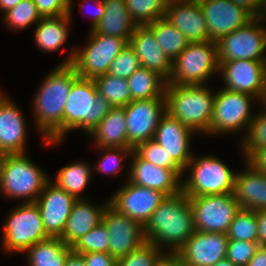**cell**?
<instances>
[{
    "label": "cell",
    "instance_id": "cell-1",
    "mask_svg": "<svg viewBox=\"0 0 266 266\" xmlns=\"http://www.w3.org/2000/svg\"><path fill=\"white\" fill-rule=\"evenodd\" d=\"M79 77L71 64H59L43 80L33 100V118L46 145L63 138V112L73 82Z\"/></svg>",
    "mask_w": 266,
    "mask_h": 266
},
{
    "label": "cell",
    "instance_id": "cell-2",
    "mask_svg": "<svg viewBox=\"0 0 266 266\" xmlns=\"http://www.w3.org/2000/svg\"><path fill=\"white\" fill-rule=\"evenodd\" d=\"M195 231L189 197L184 193L167 196L152 213L144 226L147 242L160 249L166 247L167 255H176Z\"/></svg>",
    "mask_w": 266,
    "mask_h": 266
},
{
    "label": "cell",
    "instance_id": "cell-3",
    "mask_svg": "<svg viewBox=\"0 0 266 266\" xmlns=\"http://www.w3.org/2000/svg\"><path fill=\"white\" fill-rule=\"evenodd\" d=\"M215 93L207 84H166V112L196 133L210 135Z\"/></svg>",
    "mask_w": 266,
    "mask_h": 266
},
{
    "label": "cell",
    "instance_id": "cell-4",
    "mask_svg": "<svg viewBox=\"0 0 266 266\" xmlns=\"http://www.w3.org/2000/svg\"><path fill=\"white\" fill-rule=\"evenodd\" d=\"M112 108L106 98L98 94L93 79L79 76L65 103L63 136L77 129L89 134Z\"/></svg>",
    "mask_w": 266,
    "mask_h": 266
},
{
    "label": "cell",
    "instance_id": "cell-5",
    "mask_svg": "<svg viewBox=\"0 0 266 266\" xmlns=\"http://www.w3.org/2000/svg\"><path fill=\"white\" fill-rule=\"evenodd\" d=\"M50 180L47 173L24 154L5 155L1 164L0 192L6 198L35 202Z\"/></svg>",
    "mask_w": 266,
    "mask_h": 266
},
{
    "label": "cell",
    "instance_id": "cell-6",
    "mask_svg": "<svg viewBox=\"0 0 266 266\" xmlns=\"http://www.w3.org/2000/svg\"><path fill=\"white\" fill-rule=\"evenodd\" d=\"M190 175L182 180V192L188 197L233 193L237 172L212 155L195 157L187 164Z\"/></svg>",
    "mask_w": 266,
    "mask_h": 266
},
{
    "label": "cell",
    "instance_id": "cell-7",
    "mask_svg": "<svg viewBox=\"0 0 266 266\" xmlns=\"http://www.w3.org/2000/svg\"><path fill=\"white\" fill-rule=\"evenodd\" d=\"M88 43L83 48H72L61 65L71 64L83 78L94 79L107 74L110 64L128 45L124 38L106 36L90 30Z\"/></svg>",
    "mask_w": 266,
    "mask_h": 266
},
{
    "label": "cell",
    "instance_id": "cell-8",
    "mask_svg": "<svg viewBox=\"0 0 266 266\" xmlns=\"http://www.w3.org/2000/svg\"><path fill=\"white\" fill-rule=\"evenodd\" d=\"M219 71L217 44L211 40L193 42L172 61L167 84H206ZM209 79V80H208Z\"/></svg>",
    "mask_w": 266,
    "mask_h": 266
},
{
    "label": "cell",
    "instance_id": "cell-9",
    "mask_svg": "<svg viewBox=\"0 0 266 266\" xmlns=\"http://www.w3.org/2000/svg\"><path fill=\"white\" fill-rule=\"evenodd\" d=\"M3 226L2 243L6 252L23 253L32 245L49 238L35 202L17 205Z\"/></svg>",
    "mask_w": 266,
    "mask_h": 266
},
{
    "label": "cell",
    "instance_id": "cell-10",
    "mask_svg": "<svg viewBox=\"0 0 266 266\" xmlns=\"http://www.w3.org/2000/svg\"><path fill=\"white\" fill-rule=\"evenodd\" d=\"M258 99L254 96L221 88L216 92L213 114L210 122V135H223L234 132L246 134L253 119L251 102Z\"/></svg>",
    "mask_w": 266,
    "mask_h": 266
},
{
    "label": "cell",
    "instance_id": "cell-11",
    "mask_svg": "<svg viewBox=\"0 0 266 266\" xmlns=\"http://www.w3.org/2000/svg\"><path fill=\"white\" fill-rule=\"evenodd\" d=\"M259 22L264 23L261 19L253 18L245 26L217 41L218 61H266V27Z\"/></svg>",
    "mask_w": 266,
    "mask_h": 266
},
{
    "label": "cell",
    "instance_id": "cell-12",
    "mask_svg": "<svg viewBox=\"0 0 266 266\" xmlns=\"http://www.w3.org/2000/svg\"><path fill=\"white\" fill-rule=\"evenodd\" d=\"M196 231L227 233L241 207L233 193L189 197Z\"/></svg>",
    "mask_w": 266,
    "mask_h": 266
},
{
    "label": "cell",
    "instance_id": "cell-13",
    "mask_svg": "<svg viewBox=\"0 0 266 266\" xmlns=\"http://www.w3.org/2000/svg\"><path fill=\"white\" fill-rule=\"evenodd\" d=\"M127 148L152 140L161 117L166 113V97L134 100L124 106Z\"/></svg>",
    "mask_w": 266,
    "mask_h": 266
},
{
    "label": "cell",
    "instance_id": "cell-14",
    "mask_svg": "<svg viewBox=\"0 0 266 266\" xmlns=\"http://www.w3.org/2000/svg\"><path fill=\"white\" fill-rule=\"evenodd\" d=\"M223 88L256 97L262 104L265 97L266 61H218Z\"/></svg>",
    "mask_w": 266,
    "mask_h": 266
},
{
    "label": "cell",
    "instance_id": "cell-15",
    "mask_svg": "<svg viewBox=\"0 0 266 266\" xmlns=\"http://www.w3.org/2000/svg\"><path fill=\"white\" fill-rule=\"evenodd\" d=\"M166 197L167 195L159 190L135 185L128 180L109 198V204L144 227Z\"/></svg>",
    "mask_w": 266,
    "mask_h": 266
},
{
    "label": "cell",
    "instance_id": "cell-16",
    "mask_svg": "<svg viewBox=\"0 0 266 266\" xmlns=\"http://www.w3.org/2000/svg\"><path fill=\"white\" fill-rule=\"evenodd\" d=\"M102 223L110 236L109 254L115 259L127 255L146 242L144 227L139 222L119 213L110 204L103 212Z\"/></svg>",
    "mask_w": 266,
    "mask_h": 266
},
{
    "label": "cell",
    "instance_id": "cell-17",
    "mask_svg": "<svg viewBox=\"0 0 266 266\" xmlns=\"http://www.w3.org/2000/svg\"><path fill=\"white\" fill-rule=\"evenodd\" d=\"M208 28L209 40L222 37L245 26L253 17L231 0H198Z\"/></svg>",
    "mask_w": 266,
    "mask_h": 266
},
{
    "label": "cell",
    "instance_id": "cell-18",
    "mask_svg": "<svg viewBox=\"0 0 266 266\" xmlns=\"http://www.w3.org/2000/svg\"><path fill=\"white\" fill-rule=\"evenodd\" d=\"M228 242L225 233L195 230L175 256L184 266H212L226 259Z\"/></svg>",
    "mask_w": 266,
    "mask_h": 266
},
{
    "label": "cell",
    "instance_id": "cell-19",
    "mask_svg": "<svg viewBox=\"0 0 266 266\" xmlns=\"http://www.w3.org/2000/svg\"><path fill=\"white\" fill-rule=\"evenodd\" d=\"M76 199L51 179L35 201L42 217L45 232L49 237L59 238Z\"/></svg>",
    "mask_w": 266,
    "mask_h": 266
},
{
    "label": "cell",
    "instance_id": "cell-20",
    "mask_svg": "<svg viewBox=\"0 0 266 266\" xmlns=\"http://www.w3.org/2000/svg\"><path fill=\"white\" fill-rule=\"evenodd\" d=\"M195 132L166 112L160 119L153 140L159 143L170 158L184 171L193 157L191 135Z\"/></svg>",
    "mask_w": 266,
    "mask_h": 266
},
{
    "label": "cell",
    "instance_id": "cell-21",
    "mask_svg": "<svg viewBox=\"0 0 266 266\" xmlns=\"http://www.w3.org/2000/svg\"><path fill=\"white\" fill-rule=\"evenodd\" d=\"M130 157L132 162L128 180L131 183L159 190L167 196H173L182 191V179L172 169L158 167L145 161L134 150Z\"/></svg>",
    "mask_w": 266,
    "mask_h": 266
},
{
    "label": "cell",
    "instance_id": "cell-22",
    "mask_svg": "<svg viewBox=\"0 0 266 266\" xmlns=\"http://www.w3.org/2000/svg\"><path fill=\"white\" fill-rule=\"evenodd\" d=\"M164 18L190 43L209 40L207 24L198 0H169Z\"/></svg>",
    "mask_w": 266,
    "mask_h": 266
},
{
    "label": "cell",
    "instance_id": "cell-23",
    "mask_svg": "<svg viewBox=\"0 0 266 266\" xmlns=\"http://www.w3.org/2000/svg\"><path fill=\"white\" fill-rule=\"evenodd\" d=\"M14 101L0 93V152L4 155L26 153V121Z\"/></svg>",
    "mask_w": 266,
    "mask_h": 266
},
{
    "label": "cell",
    "instance_id": "cell-24",
    "mask_svg": "<svg viewBox=\"0 0 266 266\" xmlns=\"http://www.w3.org/2000/svg\"><path fill=\"white\" fill-rule=\"evenodd\" d=\"M128 44L139 58L141 67L159 74L166 81L172 73V60L156 42L153 32L145 26H137Z\"/></svg>",
    "mask_w": 266,
    "mask_h": 266
},
{
    "label": "cell",
    "instance_id": "cell-25",
    "mask_svg": "<svg viewBox=\"0 0 266 266\" xmlns=\"http://www.w3.org/2000/svg\"><path fill=\"white\" fill-rule=\"evenodd\" d=\"M109 204H101L96 206L87 199L76 200L71 208L69 217L67 218L66 225L59 237L67 246L72 247L90 230L102 222V215Z\"/></svg>",
    "mask_w": 266,
    "mask_h": 266
},
{
    "label": "cell",
    "instance_id": "cell-26",
    "mask_svg": "<svg viewBox=\"0 0 266 266\" xmlns=\"http://www.w3.org/2000/svg\"><path fill=\"white\" fill-rule=\"evenodd\" d=\"M246 170L237 172L233 195L241 209L266 210V174L253 170L246 164Z\"/></svg>",
    "mask_w": 266,
    "mask_h": 266
},
{
    "label": "cell",
    "instance_id": "cell-27",
    "mask_svg": "<svg viewBox=\"0 0 266 266\" xmlns=\"http://www.w3.org/2000/svg\"><path fill=\"white\" fill-rule=\"evenodd\" d=\"M105 13L93 31L97 34L124 38L129 41L137 24L131 18L125 0H103Z\"/></svg>",
    "mask_w": 266,
    "mask_h": 266
},
{
    "label": "cell",
    "instance_id": "cell-28",
    "mask_svg": "<svg viewBox=\"0 0 266 266\" xmlns=\"http://www.w3.org/2000/svg\"><path fill=\"white\" fill-rule=\"evenodd\" d=\"M97 148H127V126L124 107H113L89 133Z\"/></svg>",
    "mask_w": 266,
    "mask_h": 266
},
{
    "label": "cell",
    "instance_id": "cell-29",
    "mask_svg": "<svg viewBox=\"0 0 266 266\" xmlns=\"http://www.w3.org/2000/svg\"><path fill=\"white\" fill-rule=\"evenodd\" d=\"M72 13L58 17L41 18L34 32V42L43 52L53 53L59 50L69 36L68 24Z\"/></svg>",
    "mask_w": 266,
    "mask_h": 266
},
{
    "label": "cell",
    "instance_id": "cell-30",
    "mask_svg": "<svg viewBox=\"0 0 266 266\" xmlns=\"http://www.w3.org/2000/svg\"><path fill=\"white\" fill-rule=\"evenodd\" d=\"M72 247L67 246L60 238L49 237L32 245L25 251L29 266H64Z\"/></svg>",
    "mask_w": 266,
    "mask_h": 266
},
{
    "label": "cell",
    "instance_id": "cell-31",
    "mask_svg": "<svg viewBox=\"0 0 266 266\" xmlns=\"http://www.w3.org/2000/svg\"><path fill=\"white\" fill-rule=\"evenodd\" d=\"M131 101L165 96L167 81L156 72L140 67L128 79Z\"/></svg>",
    "mask_w": 266,
    "mask_h": 266
},
{
    "label": "cell",
    "instance_id": "cell-32",
    "mask_svg": "<svg viewBox=\"0 0 266 266\" xmlns=\"http://www.w3.org/2000/svg\"><path fill=\"white\" fill-rule=\"evenodd\" d=\"M91 166L78 161L61 168L53 181L58 187L64 189L76 200L85 199L81 192L86 189L92 176Z\"/></svg>",
    "mask_w": 266,
    "mask_h": 266
},
{
    "label": "cell",
    "instance_id": "cell-33",
    "mask_svg": "<svg viewBox=\"0 0 266 266\" xmlns=\"http://www.w3.org/2000/svg\"><path fill=\"white\" fill-rule=\"evenodd\" d=\"M146 26L153 32L156 42L172 61L190 43L186 37L164 17Z\"/></svg>",
    "mask_w": 266,
    "mask_h": 266
},
{
    "label": "cell",
    "instance_id": "cell-34",
    "mask_svg": "<svg viewBox=\"0 0 266 266\" xmlns=\"http://www.w3.org/2000/svg\"><path fill=\"white\" fill-rule=\"evenodd\" d=\"M93 80L98 94L106 98L113 107H124L131 102L127 79L104 74Z\"/></svg>",
    "mask_w": 266,
    "mask_h": 266
},
{
    "label": "cell",
    "instance_id": "cell-35",
    "mask_svg": "<svg viewBox=\"0 0 266 266\" xmlns=\"http://www.w3.org/2000/svg\"><path fill=\"white\" fill-rule=\"evenodd\" d=\"M126 8L137 26H145L165 16L169 0H125Z\"/></svg>",
    "mask_w": 266,
    "mask_h": 266
},
{
    "label": "cell",
    "instance_id": "cell-36",
    "mask_svg": "<svg viewBox=\"0 0 266 266\" xmlns=\"http://www.w3.org/2000/svg\"><path fill=\"white\" fill-rule=\"evenodd\" d=\"M229 240L258 242V228L255 211L240 209L226 233Z\"/></svg>",
    "mask_w": 266,
    "mask_h": 266
},
{
    "label": "cell",
    "instance_id": "cell-37",
    "mask_svg": "<svg viewBox=\"0 0 266 266\" xmlns=\"http://www.w3.org/2000/svg\"><path fill=\"white\" fill-rule=\"evenodd\" d=\"M166 255L165 251L146 241L127 255L116 259V266H158Z\"/></svg>",
    "mask_w": 266,
    "mask_h": 266
},
{
    "label": "cell",
    "instance_id": "cell-38",
    "mask_svg": "<svg viewBox=\"0 0 266 266\" xmlns=\"http://www.w3.org/2000/svg\"><path fill=\"white\" fill-rule=\"evenodd\" d=\"M41 18L33 0H22L14 8L5 12L4 23L17 31L37 24Z\"/></svg>",
    "mask_w": 266,
    "mask_h": 266
},
{
    "label": "cell",
    "instance_id": "cell-39",
    "mask_svg": "<svg viewBox=\"0 0 266 266\" xmlns=\"http://www.w3.org/2000/svg\"><path fill=\"white\" fill-rule=\"evenodd\" d=\"M143 160L148 161L158 167L172 169L183 179L184 171L170 158L166 150L155 140L140 143L133 149Z\"/></svg>",
    "mask_w": 266,
    "mask_h": 266
},
{
    "label": "cell",
    "instance_id": "cell-40",
    "mask_svg": "<svg viewBox=\"0 0 266 266\" xmlns=\"http://www.w3.org/2000/svg\"><path fill=\"white\" fill-rule=\"evenodd\" d=\"M110 236L105 225L101 222L73 246L75 253H109Z\"/></svg>",
    "mask_w": 266,
    "mask_h": 266
},
{
    "label": "cell",
    "instance_id": "cell-41",
    "mask_svg": "<svg viewBox=\"0 0 266 266\" xmlns=\"http://www.w3.org/2000/svg\"><path fill=\"white\" fill-rule=\"evenodd\" d=\"M263 108L254 115L246 135L243 134V141H240L244 158L253 149L266 146V108Z\"/></svg>",
    "mask_w": 266,
    "mask_h": 266
},
{
    "label": "cell",
    "instance_id": "cell-42",
    "mask_svg": "<svg viewBox=\"0 0 266 266\" xmlns=\"http://www.w3.org/2000/svg\"><path fill=\"white\" fill-rule=\"evenodd\" d=\"M140 67L139 58L128 44L110 64L107 74L128 79Z\"/></svg>",
    "mask_w": 266,
    "mask_h": 266
},
{
    "label": "cell",
    "instance_id": "cell-43",
    "mask_svg": "<svg viewBox=\"0 0 266 266\" xmlns=\"http://www.w3.org/2000/svg\"><path fill=\"white\" fill-rule=\"evenodd\" d=\"M100 151H104L105 153L101 156L99 163L94 165L100 173L105 174H117L120 172L121 168L124 167L122 165V160L125 157L131 156L133 149L132 148H116V147H109V148H99Z\"/></svg>",
    "mask_w": 266,
    "mask_h": 266
},
{
    "label": "cell",
    "instance_id": "cell-44",
    "mask_svg": "<svg viewBox=\"0 0 266 266\" xmlns=\"http://www.w3.org/2000/svg\"><path fill=\"white\" fill-rule=\"evenodd\" d=\"M259 247L258 242L229 240L226 259L237 266H247Z\"/></svg>",
    "mask_w": 266,
    "mask_h": 266
},
{
    "label": "cell",
    "instance_id": "cell-45",
    "mask_svg": "<svg viewBox=\"0 0 266 266\" xmlns=\"http://www.w3.org/2000/svg\"><path fill=\"white\" fill-rule=\"evenodd\" d=\"M42 18L69 14V7L62 0H33Z\"/></svg>",
    "mask_w": 266,
    "mask_h": 266
},
{
    "label": "cell",
    "instance_id": "cell-46",
    "mask_svg": "<svg viewBox=\"0 0 266 266\" xmlns=\"http://www.w3.org/2000/svg\"><path fill=\"white\" fill-rule=\"evenodd\" d=\"M244 160L253 170L266 174V146L253 149Z\"/></svg>",
    "mask_w": 266,
    "mask_h": 266
},
{
    "label": "cell",
    "instance_id": "cell-47",
    "mask_svg": "<svg viewBox=\"0 0 266 266\" xmlns=\"http://www.w3.org/2000/svg\"><path fill=\"white\" fill-rule=\"evenodd\" d=\"M86 266H116V259L109 253H83L81 254Z\"/></svg>",
    "mask_w": 266,
    "mask_h": 266
},
{
    "label": "cell",
    "instance_id": "cell-48",
    "mask_svg": "<svg viewBox=\"0 0 266 266\" xmlns=\"http://www.w3.org/2000/svg\"><path fill=\"white\" fill-rule=\"evenodd\" d=\"M255 213L258 228V244L261 247H266V210H259Z\"/></svg>",
    "mask_w": 266,
    "mask_h": 266
},
{
    "label": "cell",
    "instance_id": "cell-49",
    "mask_svg": "<svg viewBox=\"0 0 266 266\" xmlns=\"http://www.w3.org/2000/svg\"><path fill=\"white\" fill-rule=\"evenodd\" d=\"M247 11L253 18H257L260 0H231Z\"/></svg>",
    "mask_w": 266,
    "mask_h": 266
},
{
    "label": "cell",
    "instance_id": "cell-50",
    "mask_svg": "<svg viewBox=\"0 0 266 266\" xmlns=\"http://www.w3.org/2000/svg\"><path fill=\"white\" fill-rule=\"evenodd\" d=\"M84 4H79V8H83L85 9V4L87 3L86 0L83 2ZM96 4V9H95V12L92 16V23H91V29L90 30H93L95 28V26L99 23V21L102 19V16L104 15L105 13V6H104V2L103 0H98L97 3H93V5ZM85 5V6H84Z\"/></svg>",
    "mask_w": 266,
    "mask_h": 266
},
{
    "label": "cell",
    "instance_id": "cell-51",
    "mask_svg": "<svg viewBox=\"0 0 266 266\" xmlns=\"http://www.w3.org/2000/svg\"><path fill=\"white\" fill-rule=\"evenodd\" d=\"M247 266H266V247H259Z\"/></svg>",
    "mask_w": 266,
    "mask_h": 266
},
{
    "label": "cell",
    "instance_id": "cell-52",
    "mask_svg": "<svg viewBox=\"0 0 266 266\" xmlns=\"http://www.w3.org/2000/svg\"><path fill=\"white\" fill-rule=\"evenodd\" d=\"M64 266H86L83 256L73 250L67 255Z\"/></svg>",
    "mask_w": 266,
    "mask_h": 266
},
{
    "label": "cell",
    "instance_id": "cell-53",
    "mask_svg": "<svg viewBox=\"0 0 266 266\" xmlns=\"http://www.w3.org/2000/svg\"><path fill=\"white\" fill-rule=\"evenodd\" d=\"M158 266H184L175 255H166Z\"/></svg>",
    "mask_w": 266,
    "mask_h": 266
},
{
    "label": "cell",
    "instance_id": "cell-54",
    "mask_svg": "<svg viewBox=\"0 0 266 266\" xmlns=\"http://www.w3.org/2000/svg\"><path fill=\"white\" fill-rule=\"evenodd\" d=\"M21 1L22 0H0V8L5 13L14 8Z\"/></svg>",
    "mask_w": 266,
    "mask_h": 266
},
{
    "label": "cell",
    "instance_id": "cell-55",
    "mask_svg": "<svg viewBox=\"0 0 266 266\" xmlns=\"http://www.w3.org/2000/svg\"><path fill=\"white\" fill-rule=\"evenodd\" d=\"M257 18L266 21V0H260Z\"/></svg>",
    "mask_w": 266,
    "mask_h": 266
},
{
    "label": "cell",
    "instance_id": "cell-56",
    "mask_svg": "<svg viewBox=\"0 0 266 266\" xmlns=\"http://www.w3.org/2000/svg\"><path fill=\"white\" fill-rule=\"evenodd\" d=\"M212 266H237V265L233 264L228 259H223V260L218 261L217 263L213 264Z\"/></svg>",
    "mask_w": 266,
    "mask_h": 266
},
{
    "label": "cell",
    "instance_id": "cell-57",
    "mask_svg": "<svg viewBox=\"0 0 266 266\" xmlns=\"http://www.w3.org/2000/svg\"><path fill=\"white\" fill-rule=\"evenodd\" d=\"M68 7H69V13L72 12V5H73V1L72 0H62Z\"/></svg>",
    "mask_w": 266,
    "mask_h": 266
},
{
    "label": "cell",
    "instance_id": "cell-58",
    "mask_svg": "<svg viewBox=\"0 0 266 266\" xmlns=\"http://www.w3.org/2000/svg\"><path fill=\"white\" fill-rule=\"evenodd\" d=\"M4 156L5 155L2 152H0V173H1V164H2Z\"/></svg>",
    "mask_w": 266,
    "mask_h": 266
},
{
    "label": "cell",
    "instance_id": "cell-59",
    "mask_svg": "<svg viewBox=\"0 0 266 266\" xmlns=\"http://www.w3.org/2000/svg\"><path fill=\"white\" fill-rule=\"evenodd\" d=\"M262 105L266 108V99H264Z\"/></svg>",
    "mask_w": 266,
    "mask_h": 266
},
{
    "label": "cell",
    "instance_id": "cell-60",
    "mask_svg": "<svg viewBox=\"0 0 266 266\" xmlns=\"http://www.w3.org/2000/svg\"><path fill=\"white\" fill-rule=\"evenodd\" d=\"M264 99H266V81H265V97Z\"/></svg>",
    "mask_w": 266,
    "mask_h": 266
}]
</instances>
